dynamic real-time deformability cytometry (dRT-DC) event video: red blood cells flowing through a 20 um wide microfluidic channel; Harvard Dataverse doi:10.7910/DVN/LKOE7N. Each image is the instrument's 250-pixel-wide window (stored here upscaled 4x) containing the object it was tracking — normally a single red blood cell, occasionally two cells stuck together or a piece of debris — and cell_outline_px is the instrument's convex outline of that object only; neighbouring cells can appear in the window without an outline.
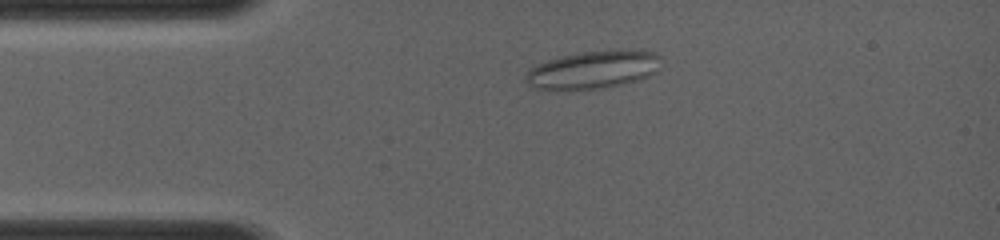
{"species": "common noctule bat (a hibernating species)", "species_latin": "Nyctalus noctula", "temperature_condition": "room temperature", "stored_images_in_passage": 61, "camera_frame_rate_fps": 4000, "um_per_image_px": 0.085, "animal": {"sex": "female", "body_mass_g": 19.0, "forearm_length_mm": 56.7}, "frame": {"image": 1, "passage_image": 16, "time_ms": 2.25, "image_size_px": [1000, 240], "cell_outline_px": [[660, 56], [656, 72], [648, 76], [636, 80], [604, 88], [536, 88], [528, 84], [524, 80], [524, 76], [528, 68], [536, 64], [560, 56], [580, 52], [620, 48], [656, 52]], "centroid_in_image_um": [50.41, 5.88], "position_along_channel_um": 34.6, "area_um2": 29.77}}
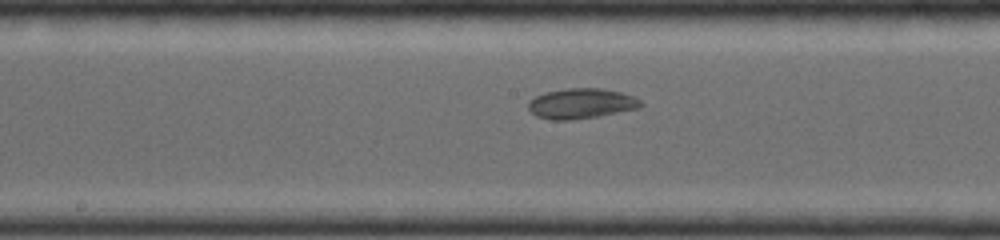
{"frame": {"image": 2, "passage_image": 49, "time_ms": 6.5, "image_size_px": [1000, 240], "cell_outline_px": [[644, 104], [640, 108], [600, 116], [568, 120], [552, 120], [536, 116], [528, 108], [528, 100], [544, 92], [568, 88], [604, 88], [620, 92], [632, 96], [640, 100]], "centroid_in_image_um": [49.4, 8.8], "position_along_channel_um": 198.8, "area_um2": 19.94}}
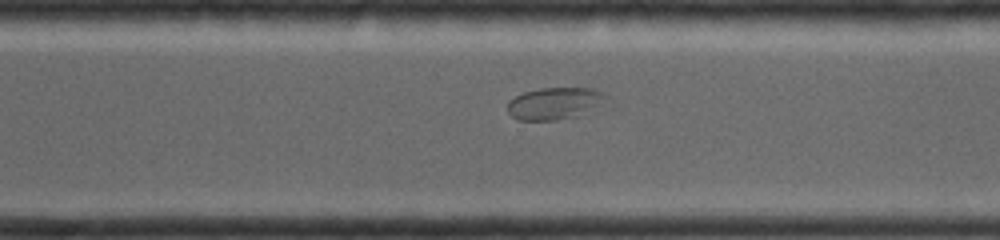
{"frame": {"image": 3, "passage_image": 61, "time_ms": 9.25, "image_size_px": [1000, 240], "cell_outline_px": [[616, 108], [552, 120], [516, 120], [508, 112], [508, 104], [516, 96], [524, 92], [540, 88], [596, 88], [612, 96]], "centroid_in_image_um": [47.5, 8.79], "position_along_channel_um": 323.1, "area_um2": 19.83}}